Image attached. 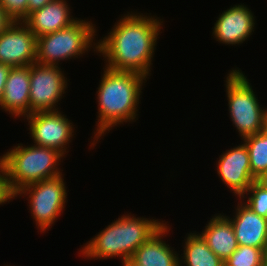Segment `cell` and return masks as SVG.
<instances>
[{"instance_id":"7","label":"cell","mask_w":267,"mask_h":266,"mask_svg":"<svg viewBox=\"0 0 267 266\" xmlns=\"http://www.w3.org/2000/svg\"><path fill=\"white\" fill-rule=\"evenodd\" d=\"M29 195V206L31 216L36 221V226L40 232H45L57 220L65 208L67 198L66 186L62 174L35 182L24 186L15 193L14 197L19 195Z\"/></svg>"},{"instance_id":"13","label":"cell","mask_w":267,"mask_h":266,"mask_svg":"<svg viewBox=\"0 0 267 266\" xmlns=\"http://www.w3.org/2000/svg\"><path fill=\"white\" fill-rule=\"evenodd\" d=\"M29 92L30 65L11 67L0 100V107L13 117L30 115Z\"/></svg>"},{"instance_id":"1","label":"cell","mask_w":267,"mask_h":266,"mask_svg":"<svg viewBox=\"0 0 267 266\" xmlns=\"http://www.w3.org/2000/svg\"><path fill=\"white\" fill-rule=\"evenodd\" d=\"M163 21L133 12L125 14L108 36L97 42V53L106 58V68L135 72L147 78Z\"/></svg>"},{"instance_id":"26","label":"cell","mask_w":267,"mask_h":266,"mask_svg":"<svg viewBox=\"0 0 267 266\" xmlns=\"http://www.w3.org/2000/svg\"><path fill=\"white\" fill-rule=\"evenodd\" d=\"M13 22L5 10L0 6V34Z\"/></svg>"},{"instance_id":"18","label":"cell","mask_w":267,"mask_h":266,"mask_svg":"<svg viewBox=\"0 0 267 266\" xmlns=\"http://www.w3.org/2000/svg\"><path fill=\"white\" fill-rule=\"evenodd\" d=\"M183 248L180 266H224V261L208 247L200 233L188 234Z\"/></svg>"},{"instance_id":"25","label":"cell","mask_w":267,"mask_h":266,"mask_svg":"<svg viewBox=\"0 0 267 266\" xmlns=\"http://www.w3.org/2000/svg\"><path fill=\"white\" fill-rule=\"evenodd\" d=\"M51 1L53 0H28L27 15L37 9L42 8Z\"/></svg>"},{"instance_id":"8","label":"cell","mask_w":267,"mask_h":266,"mask_svg":"<svg viewBox=\"0 0 267 266\" xmlns=\"http://www.w3.org/2000/svg\"><path fill=\"white\" fill-rule=\"evenodd\" d=\"M59 66L30 65V114L37 111H57L67 87V78ZM57 108V109H56Z\"/></svg>"},{"instance_id":"24","label":"cell","mask_w":267,"mask_h":266,"mask_svg":"<svg viewBox=\"0 0 267 266\" xmlns=\"http://www.w3.org/2000/svg\"><path fill=\"white\" fill-rule=\"evenodd\" d=\"M10 70H11V66L0 63V100L3 95L5 83H6Z\"/></svg>"},{"instance_id":"19","label":"cell","mask_w":267,"mask_h":266,"mask_svg":"<svg viewBox=\"0 0 267 266\" xmlns=\"http://www.w3.org/2000/svg\"><path fill=\"white\" fill-rule=\"evenodd\" d=\"M242 140L249 152L252 177L256 180L267 172V133L263 130Z\"/></svg>"},{"instance_id":"4","label":"cell","mask_w":267,"mask_h":266,"mask_svg":"<svg viewBox=\"0 0 267 266\" xmlns=\"http://www.w3.org/2000/svg\"><path fill=\"white\" fill-rule=\"evenodd\" d=\"M17 145L0 157L7 183L14 195L26 185L62 174L57 166L64 155L58 150L37 145Z\"/></svg>"},{"instance_id":"27","label":"cell","mask_w":267,"mask_h":266,"mask_svg":"<svg viewBox=\"0 0 267 266\" xmlns=\"http://www.w3.org/2000/svg\"><path fill=\"white\" fill-rule=\"evenodd\" d=\"M256 181L262 185L264 188L267 189V172L262 174L259 178L256 179Z\"/></svg>"},{"instance_id":"5","label":"cell","mask_w":267,"mask_h":266,"mask_svg":"<svg viewBox=\"0 0 267 266\" xmlns=\"http://www.w3.org/2000/svg\"><path fill=\"white\" fill-rule=\"evenodd\" d=\"M96 32L92 22L78 19L64 29L38 37L36 63L58 66L59 61L77 58L91 47L97 53V43L93 42Z\"/></svg>"},{"instance_id":"20","label":"cell","mask_w":267,"mask_h":266,"mask_svg":"<svg viewBox=\"0 0 267 266\" xmlns=\"http://www.w3.org/2000/svg\"><path fill=\"white\" fill-rule=\"evenodd\" d=\"M266 250L251 246H238L230 257L224 261V266H263Z\"/></svg>"},{"instance_id":"14","label":"cell","mask_w":267,"mask_h":266,"mask_svg":"<svg viewBox=\"0 0 267 266\" xmlns=\"http://www.w3.org/2000/svg\"><path fill=\"white\" fill-rule=\"evenodd\" d=\"M232 223L238 246H251L267 249V218L259 216L239 199Z\"/></svg>"},{"instance_id":"16","label":"cell","mask_w":267,"mask_h":266,"mask_svg":"<svg viewBox=\"0 0 267 266\" xmlns=\"http://www.w3.org/2000/svg\"><path fill=\"white\" fill-rule=\"evenodd\" d=\"M166 224L136 249L131 260L138 266H180L178 253L162 240L169 233Z\"/></svg>"},{"instance_id":"12","label":"cell","mask_w":267,"mask_h":266,"mask_svg":"<svg viewBox=\"0 0 267 266\" xmlns=\"http://www.w3.org/2000/svg\"><path fill=\"white\" fill-rule=\"evenodd\" d=\"M246 5L238 4L219 15L213 28L216 41L227 45L243 43L254 32V14Z\"/></svg>"},{"instance_id":"21","label":"cell","mask_w":267,"mask_h":266,"mask_svg":"<svg viewBox=\"0 0 267 266\" xmlns=\"http://www.w3.org/2000/svg\"><path fill=\"white\" fill-rule=\"evenodd\" d=\"M245 194L250 196L243 203L259 216L267 218V189L255 180L240 199L245 198Z\"/></svg>"},{"instance_id":"3","label":"cell","mask_w":267,"mask_h":266,"mask_svg":"<svg viewBox=\"0 0 267 266\" xmlns=\"http://www.w3.org/2000/svg\"><path fill=\"white\" fill-rule=\"evenodd\" d=\"M163 224L159 220L123 215L87 242L80 251L81 255L90 260L117 256L122 261L131 259L136 249Z\"/></svg>"},{"instance_id":"23","label":"cell","mask_w":267,"mask_h":266,"mask_svg":"<svg viewBox=\"0 0 267 266\" xmlns=\"http://www.w3.org/2000/svg\"><path fill=\"white\" fill-rule=\"evenodd\" d=\"M14 197V194L10 191L7 183L6 171L3 164L0 162V204L9 202Z\"/></svg>"},{"instance_id":"29","label":"cell","mask_w":267,"mask_h":266,"mask_svg":"<svg viewBox=\"0 0 267 266\" xmlns=\"http://www.w3.org/2000/svg\"><path fill=\"white\" fill-rule=\"evenodd\" d=\"M263 130L267 133V109L266 108L264 111V129Z\"/></svg>"},{"instance_id":"28","label":"cell","mask_w":267,"mask_h":266,"mask_svg":"<svg viewBox=\"0 0 267 266\" xmlns=\"http://www.w3.org/2000/svg\"><path fill=\"white\" fill-rule=\"evenodd\" d=\"M122 266H138L135 262H133L131 259H127L121 262Z\"/></svg>"},{"instance_id":"10","label":"cell","mask_w":267,"mask_h":266,"mask_svg":"<svg viewBox=\"0 0 267 266\" xmlns=\"http://www.w3.org/2000/svg\"><path fill=\"white\" fill-rule=\"evenodd\" d=\"M37 37L22 22L13 21L0 34V63L22 67L36 63Z\"/></svg>"},{"instance_id":"11","label":"cell","mask_w":267,"mask_h":266,"mask_svg":"<svg viewBox=\"0 0 267 266\" xmlns=\"http://www.w3.org/2000/svg\"><path fill=\"white\" fill-rule=\"evenodd\" d=\"M217 163V173L222 182L239 198L255 181L250 169L249 152L244 143L227 150Z\"/></svg>"},{"instance_id":"22","label":"cell","mask_w":267,"mask_h":266,"mask_svg":"<svg viewBox=\"0 0 267 266\" xmlns=\"http://www.w3.org/2000/svg\"><path fill=\"white\" fill-rule=\"evenodd\" d=\"M28 0H0V6L13 21H23L27 17Z\"/></svg>"},{"instance_id":"15","label":"cell","mask_w":267,"mask_h":266,"mask_svg":"<svg viewBox=\"0 0 267 266\" xmlns=\"http://www.w3.org/2000/svg\"><path fill=\"white\" fill-rule=\"evenodd\" d=\"M66 0H53L27 15L22 21L38 38L42 35L64 29L78 18H73Z\"/></svg>"},{"instance_id":"2","label":"cell","mask_w":267,"mask_h":266,"mask_svg":"<svg viewBox=\"0 0 267 266\" xmlns=\"http://www.w3.org/2000/svg\"><path fill=\"white\" fill-rule=\"evenodd\" d=\"M144 81L146 77L135 72L104 69L97 91L99 119L93 139L98 141L121 123L134 122Z\"/></svg>"},{"instance_id":"17","label":"cell","mask_w":267,"mask_h":266,"mask_svg":"<svg viewBox=\"0 0 267 266\" xmlns=\"http://www.w3.org/2000/svg\"><path fill=\"white\" fill-rule=\"evenodd\" d=\"M200 235L222 261H226L238 248L232 223L227 216L214 215Z\"/></svg>"},{"instance_id":"9","label":"cell","mask_w":267,"mask_h":266,"mask_svg":"<svg viewBox=\"0 0 267 266\" xmlns=\"http://www.w3.org/2000/svg\"><path fill=\"white\" fill-rule=\"evenodd\" d=\"M34 145L58 150L64 156L73 137L74 125L57 111H37L26 116Z\"/></svg>"},{"instance_id":"30","label":"cell","mask_w":267,"mask_h":266,"mask_svg":"<svg viewBox=\"0 0 267 266\" xmlns=\"http://www.w3.org/2000/svg\"><path fill=\"white\" fill-rule=\"evenodd\" d=\"M263 266H267V250L265 251V254H264Z\"/></svg>"},{"instance_id":"6","label":"cell","mask_w":267,"mask_h":266,"mask_svg":"<svg viewBox=\"0 0 267 266\" xmlns=\"http://www.w3.org/2000/svg\"><path fill=\"white\" fill-rule=\"evenodd\" d=\"M228 108L242 139L264 129V111L249 80L240 69H232L225 81Z\"/></svg>"}]
</instances>
